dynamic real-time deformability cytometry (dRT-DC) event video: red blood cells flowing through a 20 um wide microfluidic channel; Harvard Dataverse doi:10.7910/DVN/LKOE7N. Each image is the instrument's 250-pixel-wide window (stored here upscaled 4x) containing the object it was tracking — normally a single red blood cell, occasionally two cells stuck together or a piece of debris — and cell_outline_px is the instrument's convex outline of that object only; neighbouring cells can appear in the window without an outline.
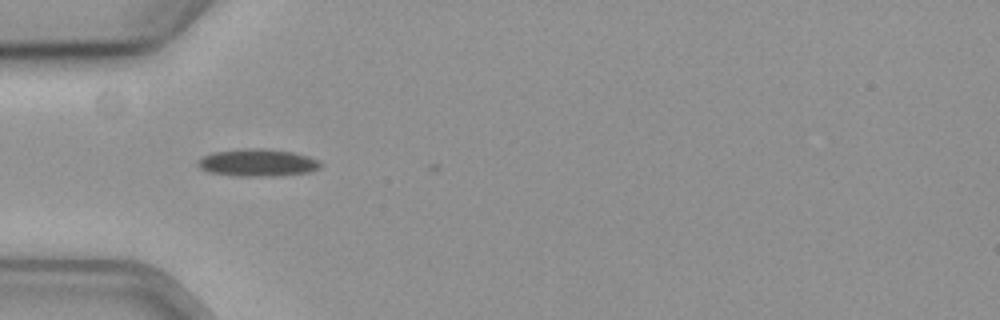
{"species": "common noctule bat (a hibernating species)", "species_latin": "Nyctalus noctula", "temperature_condition": "cold", "stored_images_in_passage": 3, "camera_frame_rate_fps": 3000, "um_per_image_px": 0.085, "animal": {"sex": "female", "body_mass_g": 19.3, "forearm_length_mm": 54.1}, "frame": {"image": 1, "passage_image": 1, "time_ms": 0.0, "image_size_px": [1000, 320], "cell_outline_px": [[324, 164], [320, 168], [308, 172], [280, 176], [232, 176], [208, 172], [200, 168], [196, 164], [204, 156], [216, 152], [248, 148], [264, 148], [292, 152], [308, 156], [320, 160]], "centroid_in_image_um": [21.95, 13.84], "position_along_channel_um": 63.1, "area_um2": 19.65}}